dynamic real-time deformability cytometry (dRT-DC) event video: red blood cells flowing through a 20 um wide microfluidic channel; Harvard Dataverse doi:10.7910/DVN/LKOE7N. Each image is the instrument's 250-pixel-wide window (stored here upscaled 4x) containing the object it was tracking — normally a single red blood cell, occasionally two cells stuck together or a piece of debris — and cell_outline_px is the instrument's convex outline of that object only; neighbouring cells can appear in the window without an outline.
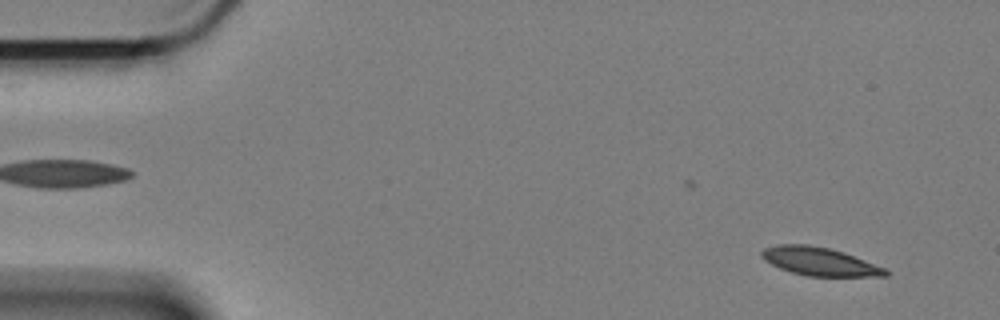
{"species": "Egyptian fruit bat (a non-hibernating species)", "species_latin": "Rousettus aegyptiacus", "temperature_condition": "cold", "stored_images_in_passage": 46, "camera_frame_rate_fps": 3000, "um_per_image_px": 0.085, "animal": {"sex": "female"}, "frame": {"image": 1, "passage_image": 4, "time_ms": 1.0, "image_size_px": [1000, 320], "cell_outline_px": [[888, 276], [808, 276], [792, 272], [780, 268], [764, 260], [760, 256], [760, 252], [764, 248], [776, 244], [808, 244], [828, 248], [844, 252], [888, 268]], "centroid_in_image_um": [69.68, 22.22], "position_along_channel_um": 15.3, "area_um2": 20.52}}
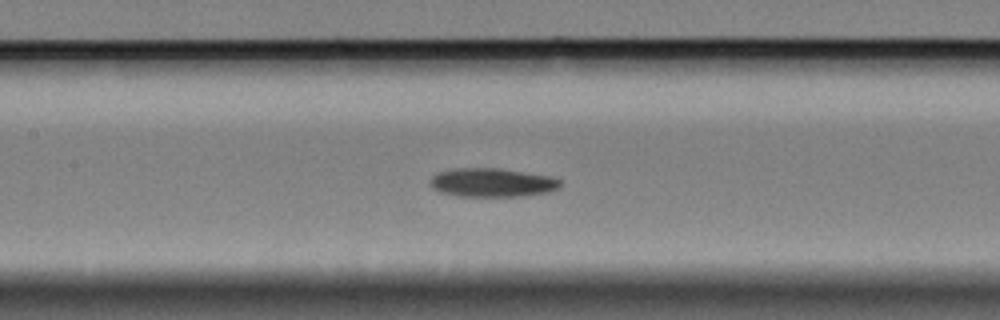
{"frame": {"image": 2, "passage_image": 27, "time_ms": 8.667, "image_size_px": [1000, 320], "cell_outline_px": [[560, 188], [548, 192], [524, 196], [456, 196], [440, 192], [432, 188], [432, 176], [440, 172], [456, 168], [496, 168], [548, 176], [560, 180]], "centroid_in_image_um": [41.83, 15.53], "position_along_channel_um": 165.6, "area_um2": 21.5}}
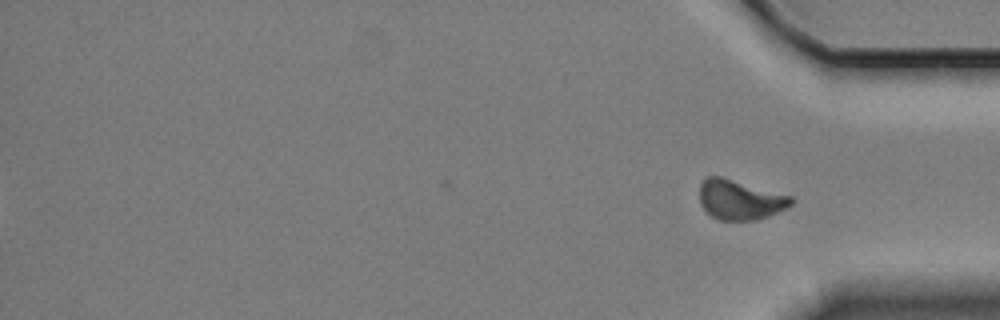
{"frame": {"image": 3, "passage_image": 46, "time_ms": 15.0, "image_size_px": [1000, 320], "cell_outline_px": [[792, 204], [788, 208], [768, 216], [756, 220], [720, 220], [712, 216], [700, 204], [700, 184], [708, 176], [720, 176], [792, 196]], "centroid_in_image_um": [62.91, 16.98], "position_along_channel_um": 372.3, "area_um2": 21.1}, "authors_computed_cell_mechanics": {"area_um2": 21.4149, "velocity_mm_per_s": 3.3001, "shape_relaxation_time_tau1_ms": 5.8776, "shape_relaxation_time_tau2_ms": null, "deformation_change_tau1": 0.1257, "deformation_change_tau2": null}}